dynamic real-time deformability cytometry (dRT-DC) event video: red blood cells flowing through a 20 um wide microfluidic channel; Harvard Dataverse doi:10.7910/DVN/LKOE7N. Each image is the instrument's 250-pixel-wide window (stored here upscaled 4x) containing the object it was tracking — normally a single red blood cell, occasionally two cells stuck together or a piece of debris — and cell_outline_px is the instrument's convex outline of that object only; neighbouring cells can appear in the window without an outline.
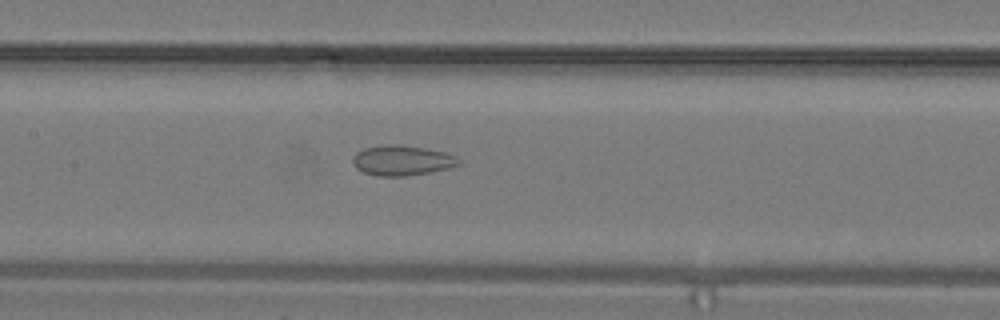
{"species": "common noctule bat (a hibernating species)", "species_latin": "Nyctalus noctula", "temperature_condition": "warm", "stored_images_in_passage": 28, "camera_frame_rate_fps": 3000, "um_per_image_px": 0.085, "animal": {"sex": "male", "body_mass_g": 19.2, "forearm_length_mm": 51.8}, "frame": {"image": 1, "passage_image": 12, "time_ms": 3.667, "image_size_px": [1000, 320], "cell_outline_px": [[460, 164], [448, 168], [428, 172], [404, 176], [380, 176], [364, 172], [356, 168], [352, 164], [352, 160], [356, 152], [364, 148], [384, 144], [396, 144], [424, 148], [444, 152], [456, 156], [460, 160]], "centroid_in_image_um": [34.14, 13.63], "position_along_channel_um": 173.3, "area_um2": 18.5}}
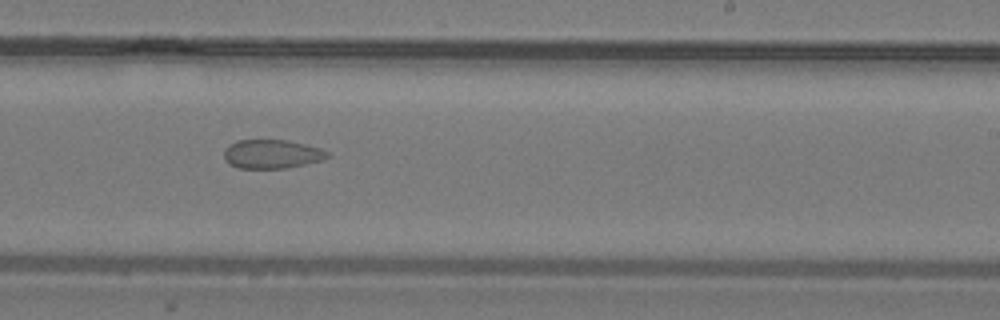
{"frame": {"image": 2, "passage_image": 16, "time_ms": 5.0, "image_size_px": [1000, 320], "cell_outline_px": [[332, 156], [324, 160], [284, 168], [236, 168], [228, 164], [224, 160], [224, 152], [228, 144], [236, 140], [288, 140], [320, 148], [328, 152]], "centroid_in_image_um": [23.09, 13.09], "position_along_channel_um": 265.9, "area_um2": 17.57}}
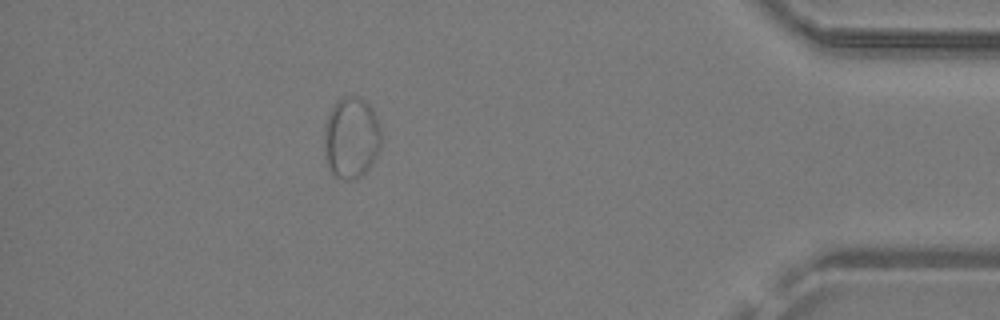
{"frame": {"image": 3, "passage_image": 24, "time_ms": 7.667, "image_size_px": [1000, 320], "cell_outline_px": [[380, 148], [376, 156], [368, 168], [356, 180], [344, 180], [332, 176], [324, 156], [324, 124], [336, 100], [344, 96], [356, 96], [364, 100], [372, 108], [376, 116], [380, 132]], "centroid_in_image_um": [29.82, 11.73], "position_along_channel_um": 405.4, "area_um2": 27.28}}